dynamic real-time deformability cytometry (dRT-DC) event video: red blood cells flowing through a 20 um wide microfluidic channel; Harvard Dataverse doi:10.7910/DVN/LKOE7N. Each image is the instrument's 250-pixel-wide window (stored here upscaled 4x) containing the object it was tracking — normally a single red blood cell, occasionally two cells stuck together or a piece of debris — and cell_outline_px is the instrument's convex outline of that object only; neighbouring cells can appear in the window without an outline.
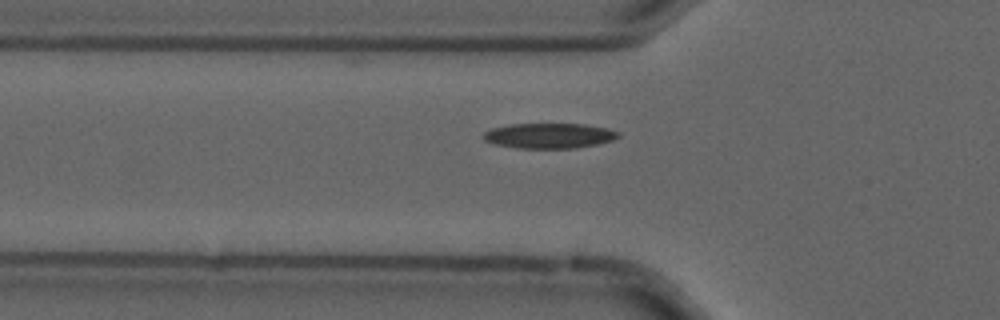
{"species": "common noctule bat (a hibernating species)", "species_latin": "Nyctalus noctula", "temperature_condition": "cold", "stored_images_in_passage": 46, "camera_frame_rate_fps": 3000, "um_per_image_px": 0.085, "animal": {"sex": "male", "forearm_length_mm": 52.5}, "frame": {"image": 1, "passage_image": 9, "time_ms": 2.667, "image_size_px": [1000, 320], "cell_outline_px": [[620, 136], [612, 140], [596, 144], [576, 148], [516, 148], [496, 144], [484, 140], [484, 132], [492, 128], [508, 124], [584, 124], [608, 128], [620, 132]], "centroid_in_image_um": [46.7, 11.53], "position_along_channel_um": 79.1, "area_um2": 19.77}}
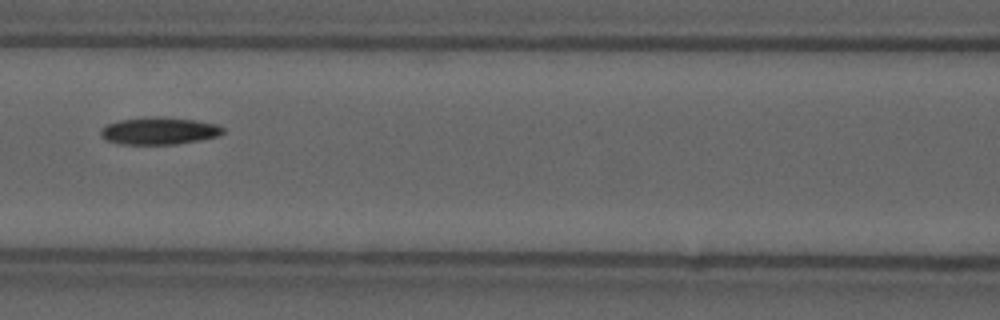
{"frame": {"image": 2, "passage_image": 15, "time_ms": 4.667, "image_size_px": [1000, 320], "cell_outline_px": [[224, 132], [220, 136], [200, 140], [176, 144], [120, 144], [104, 140], [100, 136], [100, 128], [108, 124], [120, 120], [152, 116], [160, 116], [196, 120], [220, 124], [224, 128]], "centroid_in_image_um": [13.54, 11.12], "position_along_channel_um": 153.1, "area_um2": 19.77}}
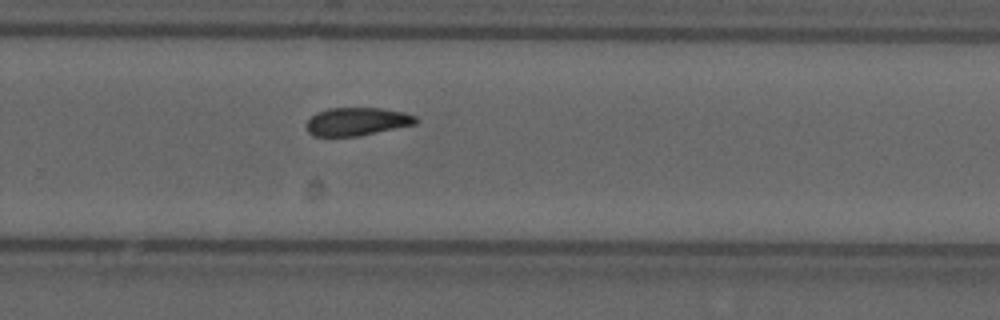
{"frame": {"image": 3, "passage_image": 27, "time_ms": 8.667, "image_size_px": [1000, 320], "cell_outline_px": [[420, 120], [416, 124], [360, 136], [312, 136], [308, 132], [308, 120], [316, 112], [328, 108], [380, 108], [404, 112], [416, 116]], "centroid_in_image_um": [30.38, 10.33], "position_along_channel_um": 299.4, "area_um2": 17.98}, "authors_computed_cell_mechanics": {"area_um2": 18.8139, "velocity_mm_per_s": 3.6789, "shape_relaxation_time_tau1_ms": 8.6425, "shape_relaxation_time_tau2_ms": 5.2359, "deformation_change_tau1": 0.176, "deformation_change_tau2": 0.1201}}